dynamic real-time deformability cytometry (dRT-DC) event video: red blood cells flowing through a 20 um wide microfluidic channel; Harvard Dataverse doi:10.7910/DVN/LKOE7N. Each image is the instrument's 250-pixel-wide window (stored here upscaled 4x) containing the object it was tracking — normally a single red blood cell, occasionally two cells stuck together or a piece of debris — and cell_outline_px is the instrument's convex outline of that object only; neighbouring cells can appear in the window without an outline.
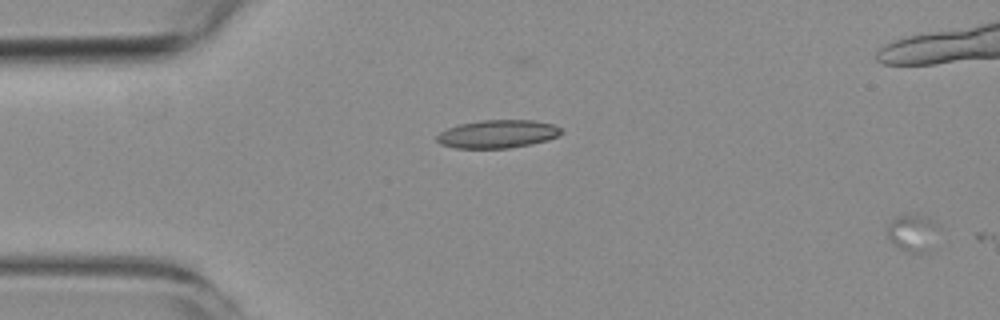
{"species": "common noctule bat (a hibernating species)", "species_latin": "Nyctalus noctula", "temperature_condition": "room temperature", "stored_images_in_passage": 4, "segment_of_instrument_passage": [2, 2], "camera_frame_rate_fps": 3000, "um_per_image_px": 0.085, "animal": {"sex": "female", "body_mass_g": 19.3, "forearm_length_mm": 54.1}, "frame": {"image": 1, "passage_image": 4, "time_ms": 3.333, "image_size_px": [1000, 320], "cell_outline_px": [[940, 228], [928, 252], [904, 252], [888, 240], [888, 224], [900, 212], [912, 212], [928, 216], [940, 224]], "centroid_in_image_um": [77.59, 19.72], "position_along_channel_um": 7.4, "area_um2": 11.85}}